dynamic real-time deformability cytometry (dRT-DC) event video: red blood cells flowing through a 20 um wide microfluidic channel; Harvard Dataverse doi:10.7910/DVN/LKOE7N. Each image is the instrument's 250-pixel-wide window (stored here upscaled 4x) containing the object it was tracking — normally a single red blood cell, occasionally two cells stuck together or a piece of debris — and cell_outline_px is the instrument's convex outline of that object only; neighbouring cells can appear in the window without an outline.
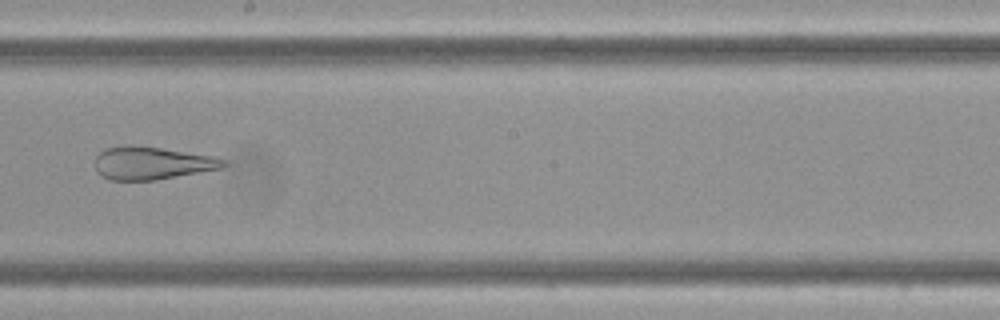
{"species": "Egyptian fruit bat (a non-hibernating species)", "species_latin": "Rousettus aegyptiacus", "temperature_condition": "cold", "stored_images_in_passage": 15, "camera_frame_rate_fps": 3000, "um_per_image_px": 0.085, "frame": {"image": 1, "passage_image": 9, "time_ms": 2.667, "image_size_px": [1000, 320], "cell_outline_px": [[228, 164], [224, 168], [156, 180], [112, 180], [100, 176], [96, 172], [96, 156], [104, 148], [128, 144], [160, 148], [212, 156], [228, 160]], "centroid_in_image_um": [12.92, 13.86], "position_along_channel_um": 235.3, "area_um2": 24.74}}
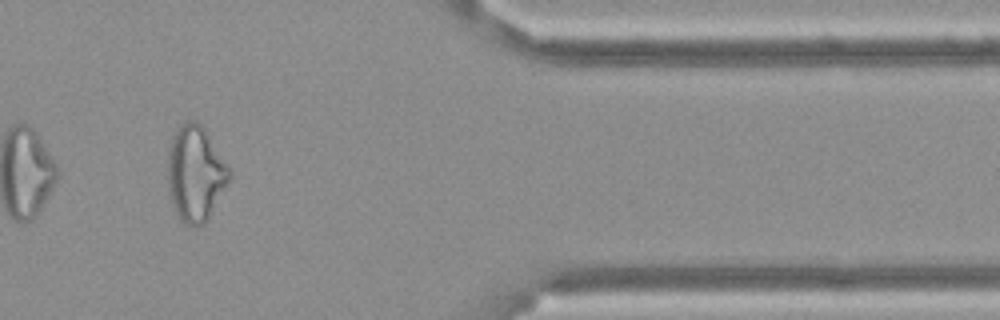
{"frame": {"image": 2, "passage_image": 13, "time_ms": 4.0, "image_size_px": [1000, 320], "cell_outline_px": [[232, 176], [228, 184], [204, 224], [184, 224], [180, 220], [176, 212], [168, 188], [168, 148], [172, 136], [180, 124], [188, 120], [196, 120], [204, 128], [232, 172]], "centroid_in_image_um": [16.61, 14.71], "position_along_channel_um": 394.8, "area_um2": 34.04}}